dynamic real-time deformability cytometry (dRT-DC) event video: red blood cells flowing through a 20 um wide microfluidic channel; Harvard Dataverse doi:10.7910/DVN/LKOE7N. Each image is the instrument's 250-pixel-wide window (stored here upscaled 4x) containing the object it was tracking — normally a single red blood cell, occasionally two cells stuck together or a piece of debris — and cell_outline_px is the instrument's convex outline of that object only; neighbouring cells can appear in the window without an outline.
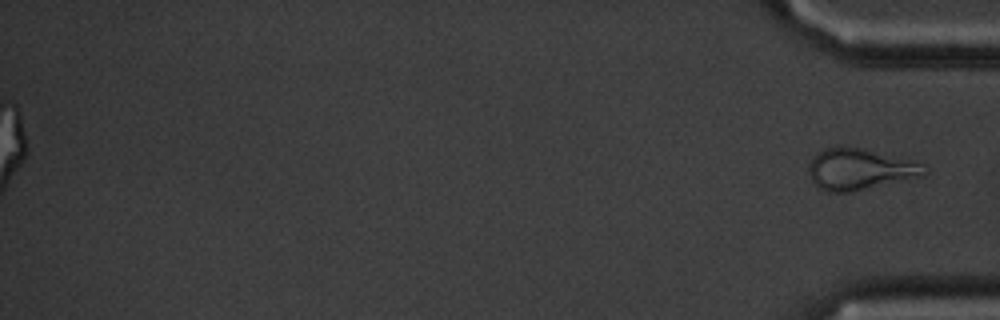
{"species": "common noctule bat (a hibernating species)", "species_latin": "Nyctalus noctula", "temperature_condition": "cold", "stored_images_in_passage": 56, "segment_of_instrument_passage": [2, 2], "camera_frame_rate_fps": 3000, "um_per_image_px": 0.085, "animal": {"sex": "male", "body_mass_g": 20.1, "forearm_length_mm": 53.5}, "frame": {"image": 1, "passage_image": 56, "time_ms": 18.333, "image_size_px": [1000, 320], "cell_outline_px": [[928, 172], [924, 176], [856, 192], [824, 192], [812, 180], [808, 172], [808, 168], [812, 160], [824, 148], [840, 144], [920, 160]], "centroid_in_image_um": [73.16, 14.38], "position_along_channel_um": 362.0, "area_um2": 28.61}}